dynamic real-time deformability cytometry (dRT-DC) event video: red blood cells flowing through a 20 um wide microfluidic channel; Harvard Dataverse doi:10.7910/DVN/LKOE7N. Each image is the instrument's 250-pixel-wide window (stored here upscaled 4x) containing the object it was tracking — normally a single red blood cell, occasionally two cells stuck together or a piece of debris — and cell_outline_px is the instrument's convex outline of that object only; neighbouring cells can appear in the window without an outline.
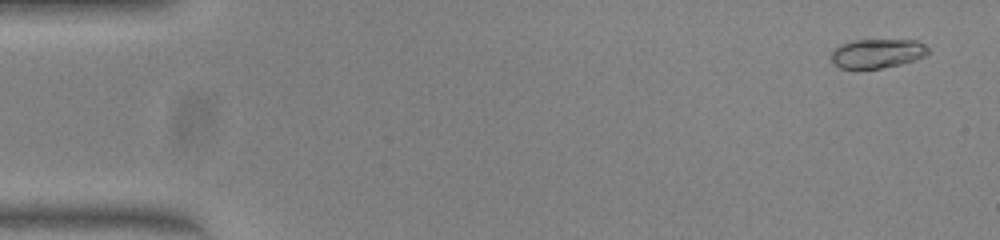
{"species": "common noctule bat (a hibernating species)", "species_latin": "Nyctalus noctula", "temperature_condition": "warm", "stored_images_in_passage": 51, "camera_frame_rate_fps": 3000, "um_per_image_px": 0.085, "animal": {"sex": "female", "body_mass_g": 23.0, "forearm_length_mm": 53.4}, "frame": {"image": 1, "passage_image": 3, "time_ms": 0.667, "image_size_px": [1000, 240], "cell_outline_px": [[928, 52], [924, 56], [900, 64], [880, 68], [840, 68], [832, 60], [832, 52], [840, 44], [856, 40], [916, 40], [924, 44], [928, 48]], "centroid_in_image_um": [74.57, 4.53], "position_along_channel_um": 10.4, "area_um2": 16.13}}
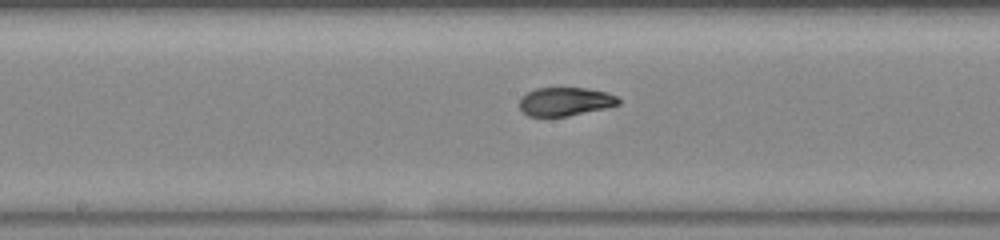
{"frame": {"image": 2, "passage_image": 27, "time_ms": 8.667, "image_size_px": [1000, 240], "cell_outline_px": [[620, 104], [604, 108], [568, 116], [528, 116], [520, 108], [520, 96], [536, 88], [584, 88], [608, 92], [616, 96], [620, 100]], "centroid_in_image_um": [48.04, 8.62], "position_along_channel_um": 200.2, "area_um2": 16.36}}
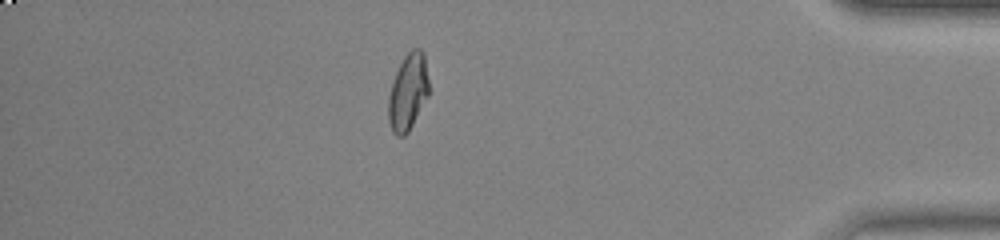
{"frame": {"image": 3, "passage_image": 45, "time_ms": 14.667, "image_size_px": [1000, 240], "cell_outline_px": [[428, 96], [408, 132], [404, 136], [396, 136], [392, 132], [388, 120], [388, 96], [392, 80], [404, 56], [412, 48], [420, 48], [424, 52], [428, 80]], "centroid_in_image_um": [34.66, 7.82], "position_along_channel_um": 400.5, "area_um2": 18.15}, "authors_computed_cell_mechanics": {"area_um2": 17.34, "velocity_mm_per_s": 4.0315, "shape_relaxation_time_tau1_ms": 10.2171, "shape_relaxation_time_tau2_ms": 0.7775, "deformation_change_tau1": 0.3149, "deformation_change_tau2": 0.0429}}